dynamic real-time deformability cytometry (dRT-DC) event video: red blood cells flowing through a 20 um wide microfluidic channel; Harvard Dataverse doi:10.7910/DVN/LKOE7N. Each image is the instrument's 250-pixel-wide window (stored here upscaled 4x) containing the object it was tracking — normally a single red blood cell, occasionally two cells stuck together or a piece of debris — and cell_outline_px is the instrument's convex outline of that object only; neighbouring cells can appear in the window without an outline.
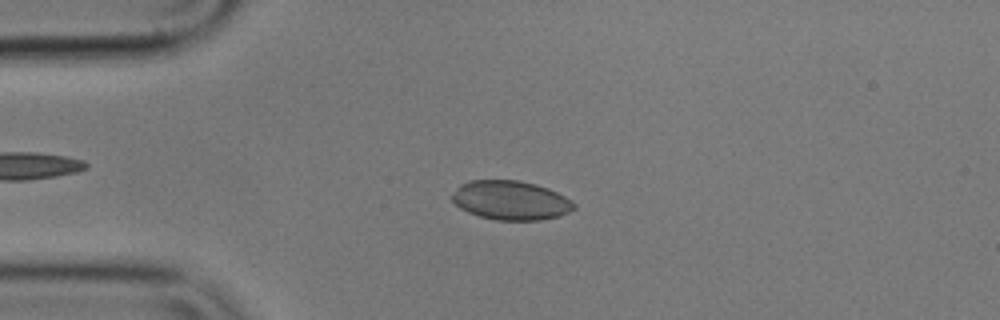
{"species": "common noctule bat (a hibernating species)", "species_latin": "Nyctalus noctula", "temperature_condition": "cold", "stored_images_in_passage": 54, "camera_frame_rate_fps": 3000, "um_per_image_px": 0.085, "animal": {"sex": "male", "body_mass_g": 17.9}, "frame": {"image": 1, "passage_image": 12, "time_ms": 3.667, "image_size_px": [1000, 320], "cell_outline_px": [[576, 208], [560, 216], [540, 220], [496, 220], [480, 216], [468, 212], [460, 208], [448, 196], [460, 184], [468, 180], [516, 180], [536, 184], [548, 188], [572, 200], [576, 204]], "centroid_in_image_um": [43.39, 17.02], "position_along_channel_um": 41.6, "area_um2": 28.03}}
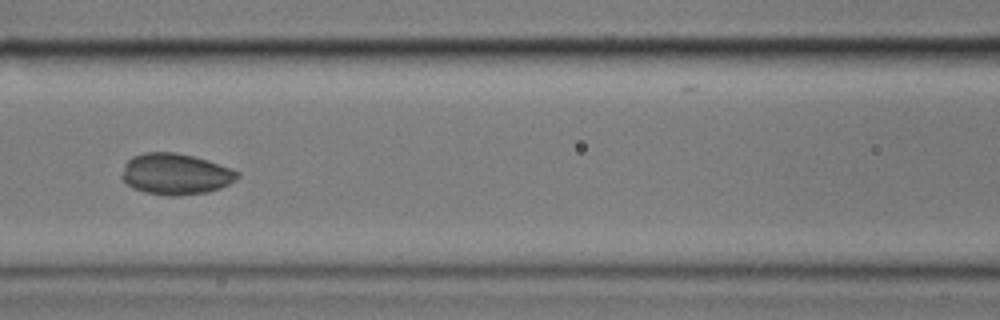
{"frame": {"image": 2, "passage_image": 23, "time_ms": 7.333, "image_size_px": [1000, 320], "cell_outline_px": [[240, 176], [236, 180], [220, 188], [208, 192], [180, 196], [168, 196], [144, 192], [132, 188], [120, 176], [124, 164], [132, 156], [144, 152], [176, 152], [208, 160], [232, 168], [240, 172]], "centroid_in_image_um": [14.93, 14.79], "position_along_channel_um": 151.7, "area_um2": 28.03}}
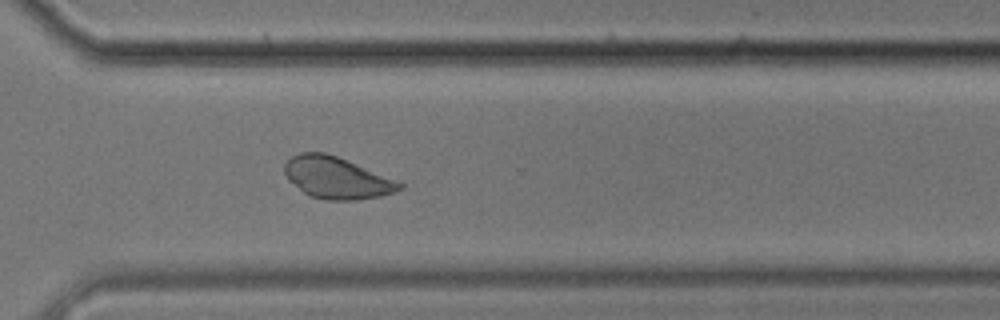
{"frame": {"image": 3, "passage_image": 39, "time_ms": 12.667, "image_size_px": [1000, 320], "cell_outline_px": [[404, 188], [396, 192], [380, 196], [356, 200], [328, 200], [312, 196], [304, 192], [288, 180], [284, 172], [284, 164], [292, 156], [300, 152], [324, 152], [336, 156], [400, 180], [404, 184]], "centroid_in_image_um": [28.67, 15.11], "position_along_channel_um": 341.9, "area_um2": 28.09}, "authors_computed_cell_mechanics": {"area_um2": 27.8018, "velocity_mm_per_s": 3.5759, "shape_relaxation_time_tau1_ms": 1.9498, "shape_relaxation_time_tau2_ms": 2.4819, "deformation_change_tau1": 0.0994, "deformation_change_tau2": 0.0517}}